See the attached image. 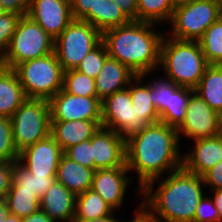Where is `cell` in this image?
Listing matches in <instances>:
<instances>
[{
  "label": "cell",
  "mask_w": 222,
  "mask_h": 222,
  "mask_svg": "<svg viewBox=\"0 0 222 222\" xmlns=\"http://www.w3.org/2000/svg\"><path fill=\"white\" fill-rule=\"evenodd\" d=\"M64 155L82 166L94 169L91 139L66 149Z\"/></svg>",
  "instance_id": "cell-37"
},
{
  "label": "cell",
  "mask_w": 222,
  "mask_h": 222,
  "mask_svg": "<svg viewBox=\"0 0 222 222\" xmlns=\"http://www.w3.org/2000/svg\"><path fill=\"white\" fill-rule=\"evenodd\" d=\"M9 213L6 200L0 199V222H4Z\"/></svg>",
  "instance_id": "cell-48"
},
{
  "label": "cell",
  "mask_w": 222,
  "mask_h": 222,
  "mask_svg": "<svg viewBox=\"0 0 222 222\" xmlns=\"http://www.w3.org/2000/svg\"><path fill=\"white\" fill-rule=\"evenodd\" d=\"M62 89L74 96L97 97L95 79L76 69L64 72Z\"/></svg>",
  "instance_id": "cell-32"
},
{
  "label": "cell",
  "mask_w": 222,
  "mask_h": 222,
  "mask_svg": "<svg viewBox=\"0 0 222 222\" xmlns=\"http://www.w3.org/2000/svg\"><path fill=\"white\" fill-rule=\"evenodd\" d=\"M21 16L20 14L7 12L0 14V63L7 51Z\"/></svg>",
  "instance_id": "cell-36"
},
{
  "label": "cell",
  "mask_w": 222,
  "mask_h": 222,
  "mask_svg": "<svg viewBox=\"0 0 222 222\" xmlns=\"http://www.w3.org/2000/svg\"><path fill=\"white\" fill-rule=\"evenodd\" d=\"M94 173V169L82 166L63 154L58 164L56 181L77 196L91 189Z\"/></svg>",
  "instance_id": "cell-21"
},
{
  "label": "cell",
  "mask_w": 222,
  "mask_h": 222,
  "mask_svg": "<svg viewBox=\"0 0 222 222\" xmlns=\"http://www.w3.org/2000/svg\"><path fill=\"white\" fill-rule=\"evenodd\" d=\"M56 181V176H40L26 170L18 161L13 168V182L10 190H27L40 199Z\"/></svg>",
  "instance_id": "cell-28"
},
{
  "label": "cell",
  "mask_w": 222,
  "mask_h": 222,
  "mask_svg": "<svg viewBox=\"0 0 222 222\" xmlns=\"http://www.w3.org/2000/svg\"><path fill=\"white\" fill-rule=\"evenodd\" d=\"M82 20L90 23L101 33L131 22L113 0H96L95 11H90Z\"/></svg>",
  "instance_id": "cell-23"
},
{
  "label": "cell",
  "mask_w": 222,
  "mask_h": 222,
  "mask_svg": "<svg viewBox=\"0 0 222 222\" xmlns=\"http://www.w3.org/2000/svg\"><path fill=\"white\" fill-rule=\"evenodd\" d=\"M127 166L95 170L91 189L97 192L114 211L120 210L129 185L136 183ZM133 180V181H132Z\"/></svg>",
  "instance_id": "cell-15"
},
{
  "label": "cell",
  "mask_w": 222,
  "mask_h": 222,
  "mask_svg": "<svg viewBox=\"0 0 222 222\" xmlns=\"http://www.w3.org/2000/svg\"><path fill=\"white\" fill-rule=\"evenodd\" d=\"M211 194V198L214 201L215 208L218 211L219 214V222H222V189H216V190H208ZM213 193V194H212Z\"/></svg>",
  "instance_id": "cell-46"
},
{
  "label": "cell",
  "mask_w": 222,
  "mask_h": 222,
  "mask_svg": "<svg viewBox=\"0 0 222 222\" xmlns=\"http://www.w3.org/2000/svg\"><path fill=\"white\" fill-rule=\"evenodd\" d=\"M193 92L191 88L180 87L170 82L166 110L159 116V121L177 129L183 123L187 103Z\"/></svg>",
  "instance_id": "cell-24"
},
{
  "label": "cell",
  "mask_w": 222,
  "mask_h": 222,
  "mask_svg": "<svg viewBox=\"0 0 222 222\" xmlns=\"http://www.w3.org/2000/svg\"><path fill=\"white\" fill-rule=\"evenodd\" d=\"M218 112L195 92L190 95L183 123L177 128L179 140L188 138L190 141L214 137L218 131Z\"/></svg>",
  "instance_id": "cell-11"
},
{
  "label": "cell",
  "mask_w": 222,
  "mask_h": 222,
  "mask_svg": "<svg viewBox=\"0 0 222 222\" xmlns=\"http://www.w3.org/2000/svg\"><path fill=\"white\" fill-rule=\"evenodd\" d=\"M209 65H217L222 59V16L214 22L198 40Z\"/></svg>",
  "instance_id": "cell-30"
},
{
  "label": "cell",
  "mask_w": 222,
  "mask_h": 222,
  "mask_svg": "<svg viewBox=\"0 0 222 222\" xmlns=\"http://www.w3.org/2000/svg\"><path fill=\"white\" fill-rule=\"evenodd\" d=\"M49 103L51 121L102 120V102L97 97L74 96L62 89Z\"/></svg>",
  "instance_id": "cell-12"
},
{
  "label": "cell",
  "mask_w": 222,
  "mask_h": 222,
  "mask_svg": "<svg viewBox=\"0 0 222 222\" xmlns=\"http://www.w3.org/2000/svg\"><path fill=\"white\" fill-rule=\"evenodd\" d=\"M131 103L139 116L149 125L159 122V115L150 97V84L141 75L136 76L127 87Z\"/></svg>",
  "instance_id": "cell-26"
},
{
  "label": "cell",
  "mask_w": 222,
  "mask_h": 222,
  "mask_svg": "<svg viewBox=\"0 0 222 222\" xmlns=\"http://www.w3.org/2000/svg\"><path fill=\"white\" fill-rule=\"evenodd\" d=\"M155 72H150L141 75L150 84V97L153 106L156 108L158 115L160 116L166 110V104L168 99V84L171 82L170 79L164 77H157V79H150L149 76H154ZM149 78V79H148Z\"/></svg>",
  "instance_id": "cell-33"
},
{
  "label": "cell",
  "mask_w": 222,
  "mask_h": 222,
  "mask_svg": "<svg viewBox=\"0 0 222 222\" xmlns=\"http://www.w3.org/2000/svg\"><path fill=\"white\" fill-rule=\"evenodd\" d=\"M108 57L106 46L103 42H101L82 59L76 70L95 79L100 73L104 62Z\"/></svg>",
  "instance_id": "cell-34"
},
{
  "label": "cell",
  "mask_w": 222,
  "mask_h": 222,
  "mask_svg": "<svg viewBox=\"0 0 222 222\" xmlns=\"http://www.w3.org/2000/svg\"><path fill=\"white\" fill-rule=\"evenodd\" d=\"M19 153L13 141L11 118L0 116V161H18Z\"/></svg>",
  "instance_id": "cell-35"
},
{
  "label": "cell",
  "mask_w": 222,
  "mask_h": 222,
  "mask_svg": "<svg viewBox=\"0 0 222 222\" xmlns=\"http://www.w3.org/2000/svg\"><path fill=\"white\" fill-rule=\"evenodd\" d=\"M13 70L27 98L50 100L63 88L64 71L54 52L20 63Z\"/></svg>",
  "instance_id": "cell-5"
},
{
  "label": "cell",
  "mask_w": 222,
  "mask_h": 222,
  "mask_svg": "<svg viewBox=\"0 0 222 222\" xmlns=\"http://www.w3.org/2000/svg\"><path fill=\"white\" fill-rule=\"evenodd\" d=\"M136 76L127 66L108 57L95 78L97 98L102 102L115 92L127 88Z\"/></svg>",
  "instance_id": "cell-19"
},
{
  "label": "cell",
  "mask_w": 222,
  "mask_h": 222,
  "mask_svg": "<svg viewBox=\"0 0 222 222\" xmlns=\"http://www.w3.org/2000/svg\"><path fill=\"white\" fill-rule=\"evenodd\" d=\"M22 222H54L43 210L39 209L28 217L22 219Z\"/></svg>",
  "instance_id": "cell-44"
},
{
  "label": "cell",
  "mask_w": 222,
  "mask_h": 222,
  "mask_svg": "<svg viewBox=\"0 0 222 222\" xmlns=\"http://www.w3.org/2000/svg\"><path fill=\"white\" fill-rule=\"evenodd\" d=\"M17 161H0V199H5L13 182V168Z\"/></svg>",
  "instance_id": "cell-39"
},
{
  "label": "cell",
  "mask_w": 222,
  "mask_h": 222,
  "mask_svg": "<svg viewBox=\"0 0 222 222\" xmlns=\"http://www.w3.org/2000/svg\"><path fill=\"white\" fill-rule=\"evenodd\" d=\"M208 190L222 189V160L202 175Z\"/></svg>",
  "instance_id": "cell-40"
},
{
  "label": "cell",
  "mask_w": 222,
  "mask_h": 222,
  "mask_svg": "<svg viewBox=\"0 0 222 222\" xmlns=\"http://www.w3.org/2000/svg\"><path fill=\"white\" fill-rule=\"evenodd\" d=\"M5 200L8 210L22 219L40 209V198L27 190H9Z\"/></svg>",
  "instance_id": "cell-31"
},
{
  "label": "cell",
  "mask_w": 222,
  "mask_h": 222,
  "mask_svg": "<svg viewBox=\"0 0 222 222\" xmlns=\"http://www.w3.org/2000/svg\"><path fill=\"white\" fill-rule=\"evenodd\" d=\"M126 219L122 220L117 217L116 213H113L112 215L96 218V219H90V220H83V219H73L72 222H124Z\"/></svg>",
  "instance_id": "cell-47"
},
{
  "label": "cell",
  "mask_w": 222,
  "mask_h": 222,
  "mask_svg": "<svg viewBox=\"0 0 222 222\" xmlns=\"http://www.w3.org/2000/svg\"><path fill=\"white\" fill-rule=\"evenodd\" d=\"M131 20L137 21V0H113Z\"/></svg>",
  "instance_id": "cell-43"
},
{
  "label": "cell",
  "mask_w": 222,
  "mask_h": 222,
  "mask_svg": "<svg viewBox=\"0 0 222 222\" xmlns=\"http://www.w3.org/2000/svg\"><path fill=\"white\" fill-rule=\"evenodd\" d=\"M94 170L126 166V141L111 129L100 126L91 138Z\"/></svg>",
  "instance_id": "cell-16"
},
{
  "label": "cell",
  "mask_w": 222,
  "mask_h": 222,
  "mask_svg": "<svg viewBox=\"0 0 222 222\" xmlns=\"http://www.w3.org/2000/svg\"><path fill=\"white\" fill-rule=\"evenodd\" d=\"M114 212L116 211L92 189L76 196L74 219H96L112 215Z\"/></svg>",
  "instance_id": "cell-27"
},
{
  "label": "cell",
  "mask_w": 222,
  "mask_h": 222,
  "mask_svg": "<svg viewBox=\"0 0 222 222\" xmlns=\"http://www.w3.org/2000/svg\"><path fill=\"white\" fill-rule=\"evenodd\" d=\"M11 125L18 153L46 138L51 129L49 100L27 98L12 115Z\"/></svg>",
  "instance_id": "cell-8"
},
{
  "label": "cell",
  "mask_w": 222,
  "mask_h": 222,
  "mask_svg": "<svg viewBox=\"0 0 222 222\" xmlns=\"http://www.w3.org/2000/svg\"><path fill=\"white\" fill-rule=\"evenodd\" d=\"M157 26L149 22L131 21L104 31L102 42L108 56L127 66L137 76L158 71L164 32L158 31Z\"/></svg>",
  "instance_id": "cell-3"
},
{
  "label": "cell",
  "mask_w": 222,
  "mask_h": 222,
  "mask_svg": "<svg viewBox=\"0 0 222 222\" xmlns=\"http://www.w3.org/2000/svg\"><path fill=\"white\" fill-rule=\"evenodd\" d=\"M4 222H22V218L16 216L15 214L9 213Z\"/></svg>",
  "instance_id": "cell-50"
},
{
  "label": "cell",
  "mask_w": 222,
  "mask_h": 222,
  "mask_svg": "<svg viewBox=\"0 0 222 222\" xmlns=\"http://www.w3.org/2000/svg\"><path fill=\"white\" fill-rule=\"evenodd\" d=\"M76 196L55 181L40 199V209L54 222H72L75 217Z\"/></svg>",
  "instance_id": "cell-18"
},
{
  "label": "cell",
  "mask_w": 222,
  "mask_h": 222,
  "mask_svg": "<svg viewBox=\"0 0 222 222\" xmlns=\"http://www.w3.org/2000/svg\"><path fill=\"white\" fill-rule=\"evenodd\" d=\"M26 99L15 71L0 65V116L11 118Z\"/></svg>",
  "instance_id": "cell-22"
},
{
  "label": "cell",
  "mask_w": 222,
  "mask_h": 222,
  "mask_svg": "<svg viewBox=\"0 0 222 222\" xmlns=\"http://www.w3.org/2000/svg\"><path fill=\"white\" fill-rule=\"evenodd\" d=\"M217 135L222 137V112L218 114V131Z\"/></svg>",
  "instance_id": "cell-51"
},
{
  "label": "cell",
  "mask_w": 222,
  "mask_h": 222,
  "mask_svg": "<svg viewBox=\"0 0 222 222\" xmlns=\"http://www.w3.org/2000/svg\"><path fill=\"white\" fill-rule=\"evenodd\" d=\"M101 108V126L118 133L125 141L149 125L132 105L128 88L108 96Z\"/></svg>",
  "instance_id": "cell-10"
},
{
  "label": "cell",
  "mask_w": 222,
  "mask_h": 222,
  "mask_svg": "<svg viewBox=\"0 0 222 222\" xmlns=\"http://www.w3.org/2000/svg\"><path fill=\"white\" fill-rule=\"evenodd\" d=\"M96 0H70L73 19L82 20L90 11H95Z\"/></svg>",
  "instance_id": "cell-41"
},
{
  "label": "cell",
  "mask_w": 222,
  "mask_h": 222,
  "mask_svg": "<svg viewBox=\"0 0 222 222\" xmlns=\"http://www.w3.org/2000/svg\"><path fill=\"white\" fill-rule=\"evenodd\" d=\"M191 148L183 152V167L198 176L222 160V137L214 136L192 141ZM190 150V151H189Z\"/></svg>",
  "instance_id": "cell-17"
},
{
  "label": "cell",
  "mask_w": 222,
  "mask_h": 222,
  "mask_svg": "<svg viewBox=\"0 0 222 222\" xmlns=\"http://www.w3.org/2000/svg\"><path fill=\"white\" fill-rule=\"evenodd\" d=\"M31 0H0V11L7 13L27 14Z\"/></svg>",
  "instance_id": "cell-42"
},
{
  "label": "cell",
  "mask_w": 222,
  "mask_h": 222,
  "mask_svg": "<svg viewBox=\"0 0 222 222\" xmlns=\"http://www.w3.org/2000/svg\"><path fill=\"white\" fill-rule=\"evenodd\" d=\"M204 186L202 176L182 166L150 181L141 190V208L156 222H193L205 195Z\"/></svg>",
  "instance_id": "cell-2"
},
{
  "label": "cell",
  "mask_w": 222,
  "mask_h": 222,
  "mask_svg": "<svg viewBox=\"0 0 222 222\" xmlns=\"http://www.w3.org/2000/svg\"><path fill=\"white\" fill-rule=\"evenodd\" d=\"M212 110L222 112V68L209 65L194 89Z\"/></svg>",
  "instance_id": "cell-25"
},
{
  "label": "cell",
  "mask_w": 222,
  "mask_h": 222,
  "mask_svg": "<svg viewBox=\"0 0 222 222\" xmlns=\"http://www.w3.org/2000/svg\"><path fill=\"white\" fill-rule=\"evenodd\" d=\"M102 42V33L83 20L74 19L54 40V53L63 71L76 69L82 59Z\"/></svg>",
  "instance_id": "cell-9"
},
{
  "label": "cell",
  "mask_w": 222,
  "mask_h": 222,
  "mask_svg": "<svg viewBox=\"0 0 222 222\" xmlns=\"http://www.w3.org/2000/svg\"><path fill=\"white\" fill-rule=\"evenodd\" d=\"M218 67L222 68V59L221 61L217 64Z\"/></svg>",
  "instance_id": "cell-52"
},
{
  "label": "cell",
  "mask_w": 222,
  "mask_h": 222,
  "mask_svg": "<svg viewBox=\"0 0 222 222\" xmlns=\"http://www.w3.org/2000/svg\"><path fill=\"white\" fill-rule=\"evenodd\" d=\"M222 16V0H191L174 9L167 36L178 40L198 41Z\"/></svg>",
  "instance_id": "cell-6"
},
{
  "label": "cell",
  "mask_w": 222,
  "mask_h": 222,
  "mask_svg": "<svg viewBox=\"0 0 222 222\" xmlns=\"http://www.w3.org/2000/svg\"><path fill=\"white\" fill-rule=\"evenodd\" d=\"M26 15L53 40L74 20L70 0H31Z\"/></svg>",
  "instance_id": "cell-13"
},
{
  "label": "cell",
  "mask_w": 222,
  "mask_h": 222,
  "mask_svg": "<svg viewBox=\"0 0 222 222\" xmlns=\"http://www.w3.org/2000/svg\"><path fill=\"white\" fill-rule=\"evenodd\" d=\"M191 0H170L172 7L175 9L177 7L186 5Z\"/></svg>",
  "instance_id": "cell-49"
},
{
  "label": "cell",
  "mask_w": 222,
  "mask_h": 222,
  "mask_svg": "<svg viewBox=\"0 0 222 222\" xmlns=\"http://www.w3.org/2000/svg\"><path fill=\"white\" fill-rule=\"evenodd\" d=\"M178 131L162 122L150 124L126 140V166L137 177V191L183 166ZM166 173V174H165Z\"/></svg>",
  "instance_id": "cell-1"
},
{
  "label": "cell",
  "mask_w": 222,
  "mask_h": 222,
  "mask_svg": "<svg viewBox=\"0 0 222 222\" xmlns=\"http://www.w3.org/2000/svg\"><path fill=\"white\" fill-rule=\"evenodd\" d=\"M173 11L170 0H137V21L168 25Z\"/></svg>",
  "instance_id": "cell-29"
},
{
  "label": "cell",
  "mask_w": 222,
  "mask_h": 222,
  "mask_svg": "<svg viewBox=\"0 0 222 222\" xmlns=\"http://www.w3.org/2000/svg\"><path fill=\"white\" fill-rule=\"evenodd\" d=\"M209 64L198 41L178 40L164 34L159 69L180 87L195 89Z\"/></svg>",
  "instance_id": "cell-4"
},
{
  "label": "cell",
  "mask_w": 222,
  "mask_h": 222,
  "mask_svg": "<svg viewBox=\"0 0 222 222\" xmlns=\"http://www.w3.org/2000/svg\"><path fill=\"white\" fill-rule=\"evenodd\" d=\"M63 150L50 134L19 152L18 162L33 175L56 176Z\"/></svg>",
  "instance_id": "cell-14"
},
{
  "label": "cell",
  "mask_w": 222,
  "mask_h": 222,
  "mask_svg": "<svg viewBox=\"0 0 222 222\" xmlns=\"http://www.w3.org/2000/svg\"><path fill=\"white\" fill-rule=\"evenodd\" d=\"M133 214L132 220L129 221L127 219L124 222H156L141 208V201L139 202L136 212Z\"/></svg>",
  "instance_id": "cell-45"
},
{
  "label": "cell",
  "mask_w": 222,
  "mask_h": 222,
  "mask_svg": "<svg viewBox=\"0 0 222 222\" xmlns=\"http://www.w3.org/2000/svg\"><path fill=\"white\" fill-rule=\"evenodd\" d=\"M54 52V40L27 15L19 19L7 51L0 63L13 69L16 65Z\"/></svg>",
  "instance_id": "cell-7"
},
{
  "label": "cell",
  "mask_w": 222,
  "mask_h": 222,
  "mask_svg": "<svg viewBox=\"0 0 222 222\" xmlns=\"http://www.w3.org/2000/svg\"><path fill=\"white\" fill-rule=\"evenodd\" d=\"M204 195L196 209L193 222H219V214L211 196Z\"/></svg>",
  "instance_id": "cell-38"
},
{
  "label": "cell",
  "mask_w": 222,
  "mask_h": 222,
  "mask_svg": "<svg viewBox=\"0 0 222 222\" xmlns=\"http://www.w3.org/2000/svg\"><path fill=\"white\" fill-rule=\"evenodd\" d=\"M100 126L101 120L51 121L50 134L64 152L91 139Z\"/></svg>",
  "instance_id": "cell-20"
}]
</instances>
